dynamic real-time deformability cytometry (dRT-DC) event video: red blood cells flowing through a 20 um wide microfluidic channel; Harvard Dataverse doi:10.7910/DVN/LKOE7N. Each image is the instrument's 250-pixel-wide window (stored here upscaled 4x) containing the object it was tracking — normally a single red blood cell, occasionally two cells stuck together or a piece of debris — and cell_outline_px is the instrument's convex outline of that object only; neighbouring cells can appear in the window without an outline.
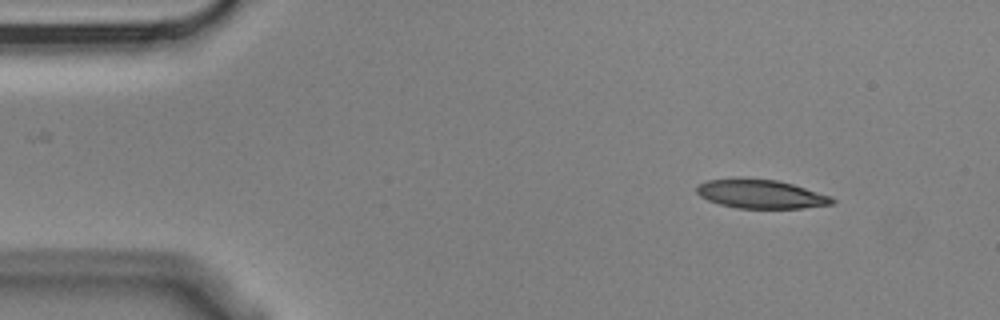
{"species": "Egyptian fruit bat (a non-hibernating species)", "species_latin": "Rousettus aegyptiacus", "temperature_condition": "cold", "stored_images_in_passage": 10, "camera_frame_rate_fps": 3000, "um_per_image_px": 0.085, "animal": {"sex": "male"}, "frame": {"image": 1, "passage_image": 1, "time_ms": 0.0, "image_size_px": [1000, 320], "cell_outline_px": [[836, 200], [832, 204], [800, 208], [736, 208], [720, 204], [708, 200], [700, 196], [696, 192], [696, 188], [700, 184], [708, 180], [776, 180], [792, 184], [832, 196]], "centroid_in_image_um": [64.71, 16.52], "position_along_channel_um": 20.3, "area_um2": 22.02}}
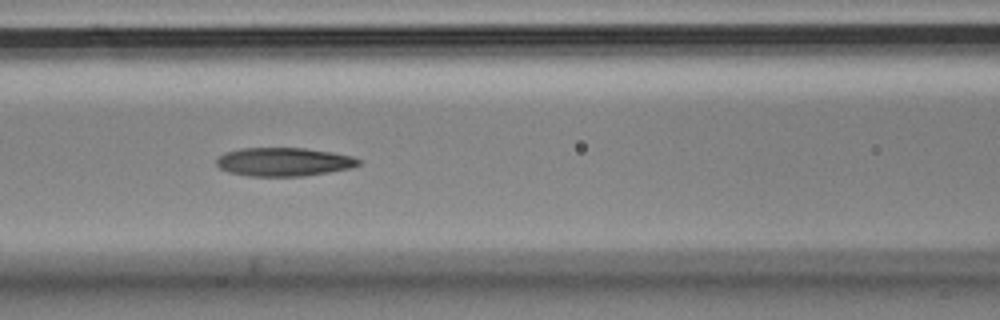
{"frame": {"image": 2, "passage_image": 6, "time_ms": 1.667, "image_size_px": [1000, 320], "cell_outline_px": [[364, 160], [360, 164], [352, 168], [304, 176], [248, 176], [228, 172], [220, 168], [216, 164], [216, 160], [224, 152], [240, 148], [304, 148], [332, 152], [352, 156]], "centroid_in_image_um": [24.14, 13.76], "position_along_channel_um": 142.5, "area_um2": 23.81}}
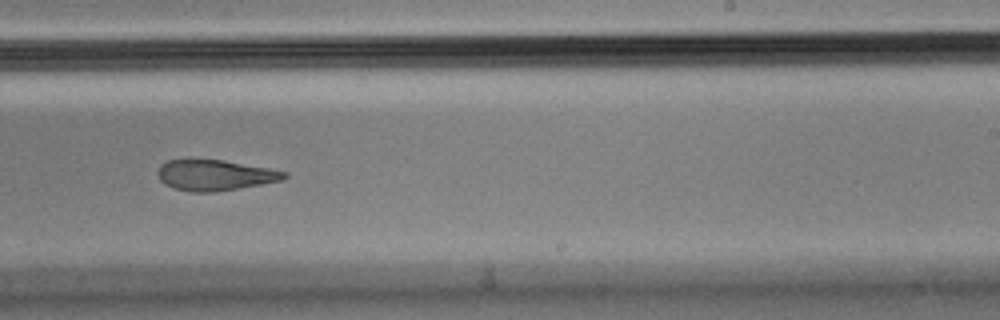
{"frame": {"image": 3, "passage_image": 9, "time_ms": 2.667, "image_size_px": [1000, 320], "cell_outline_px": [[288, 176], [284, 180], [212, 192], [192, 192], [172, 188], [164, 184], [160, 180], [156, 172], [160, 164], [168, 160], [224, 160], [268, 168], [288, 172]], "centroid_in_image_um": [18.24, 14.89], "position_along_channel_um": 270.8, "area_um2": 22.54}}